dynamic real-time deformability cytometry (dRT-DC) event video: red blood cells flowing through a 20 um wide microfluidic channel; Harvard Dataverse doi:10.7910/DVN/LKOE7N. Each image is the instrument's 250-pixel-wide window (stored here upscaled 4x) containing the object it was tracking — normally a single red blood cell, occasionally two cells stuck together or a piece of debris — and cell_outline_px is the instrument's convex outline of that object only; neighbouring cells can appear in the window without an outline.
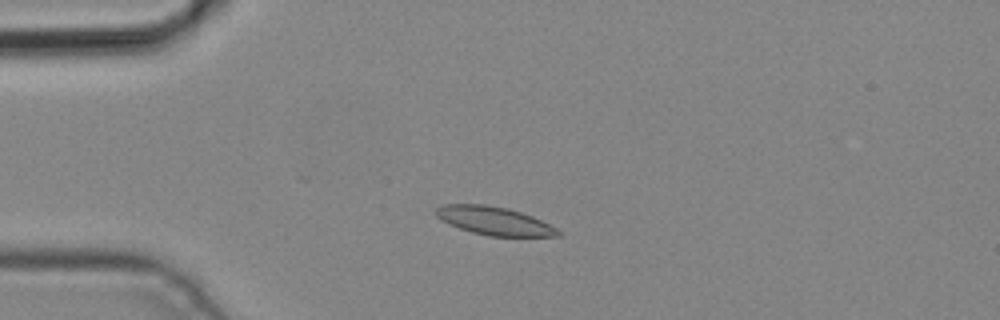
{"species": "common noctule bat (a hibernating species)", "species_latin": "Nyctalus noctula", "temperature_condition": "cold", "stored_images_in_passage": 4, "camera_frame_rate_fps": 3000, "um_per_image_px": 0.085, "animal": {"sex": "male", "body_mass_g": 19.2, "forearm_length_mm": 51.8}, "frame": {"image": 1, "passage_image": 3, "time_ms": 0.667, "image_size_px": [1000, 320], "cell_outline_px": [[560, 236], [488, 236], [472, 232], [460, 228], [436, 216], [436, 208], [444, 204], [488, 204], [508, 208], [532, 216], [556, 228], [560, 232]], "centroid_in_image_um": [42.02, 18.76], "position_along_channel_um": 43.0, "area_um2": 19.83}}
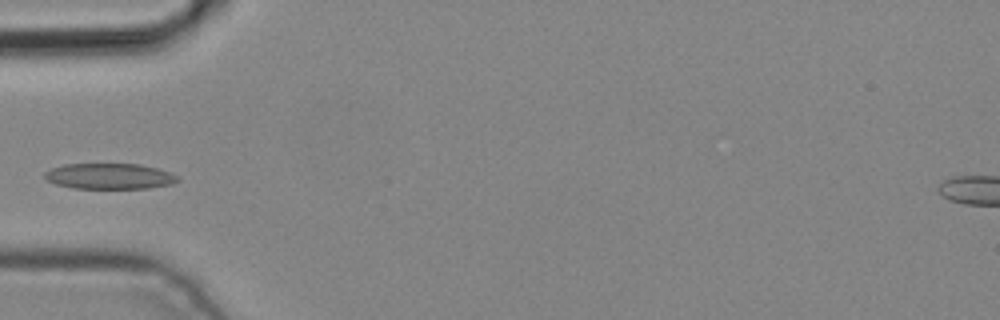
{"frame": {"image": 2, "passage_image": 4, "time_ms": 1.0, "image_size_px": [1000, 320], "cell_outline_px": [[180, 180], [172, 184], [148, 188], [72, 188], [56, 184], [44, 180], [44, 172], [52, 168], [64, 164], [140, 164], [156, 168], [168, 172], [176, 176]], "centroid_in_image_um": [9.26, 14.98], "position_along_channel_um": 75.7, "area_um2": 19.88}}